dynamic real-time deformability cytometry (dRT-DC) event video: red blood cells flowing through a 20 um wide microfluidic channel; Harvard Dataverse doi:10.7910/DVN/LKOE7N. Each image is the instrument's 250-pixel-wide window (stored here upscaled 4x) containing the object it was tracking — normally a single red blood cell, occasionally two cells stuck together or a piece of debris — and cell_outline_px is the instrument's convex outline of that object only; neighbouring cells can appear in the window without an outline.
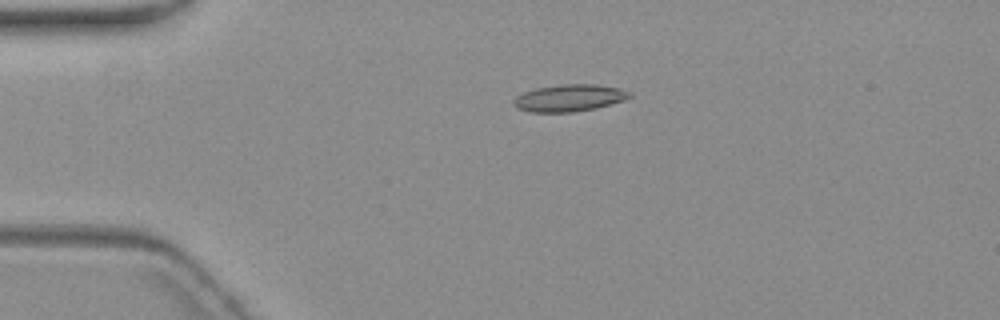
{"species": "common noctule bat (a hibernating species)", "species_latin": "Nyctalus noctula", "temperature_condition": "warm", "stored_images_in_passage": 5, "camera_frame_rate_fps": 3000, "um_per_image_px": 0.085, "animal": {"sex": "female", "body_mass_g": 19.3, "forearm_length_mm": 54.1}, "frame": {"image": 1, "passage_image": 4, "time_ms": 3.667, "image_size_px": [1000, 320], "cell_outline_px": [[632, 96], [624, 100], [596, 108], [572, 112], [532, 112], [516, 108], [512, 104], [512, 100], [516, 96], [524, 92], [536, 88], [560, 84], [596, 84], [620, 88], [632, 92]], "centroid_in_image_um": [48.38, 8.32], "position_along_channel_um": 36.6, "area_um2": 18.38}}